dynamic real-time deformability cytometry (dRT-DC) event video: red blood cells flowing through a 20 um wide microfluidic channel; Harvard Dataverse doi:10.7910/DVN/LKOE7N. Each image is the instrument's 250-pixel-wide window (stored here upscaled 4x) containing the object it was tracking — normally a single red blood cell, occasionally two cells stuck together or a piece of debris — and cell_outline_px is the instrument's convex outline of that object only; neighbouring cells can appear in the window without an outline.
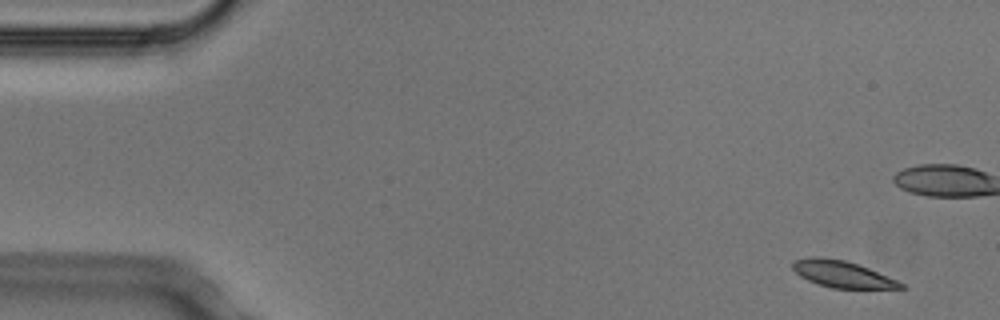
{"species": "Egyptian fruit bat (a non-hibernating species)", "species_latin": "Rousettus aegyptiacus", "temperature_condition": "cold", "stored_images_in_passage": 7, "camera_frame_rate_fps": 3000, "um_per_image_px": 0.085, "animal": {"sex": "male"}, "frame": {"image": 1, "passage_image": 1, "time_ms": 0.0, "image_size_px": [1000, 320], "cell_outline_px": [[908, 288], [832, 288], [808, 280], [800, 276], [792, 268], [792, 260], [808, 256], [820, 256], [844, 260], [868, 268], [896, 280], [904, 284]], "centroid_in_image_um": [71.54, 23.28], "position_along_channel_um": 13.5, "area_um2": 16.65}}
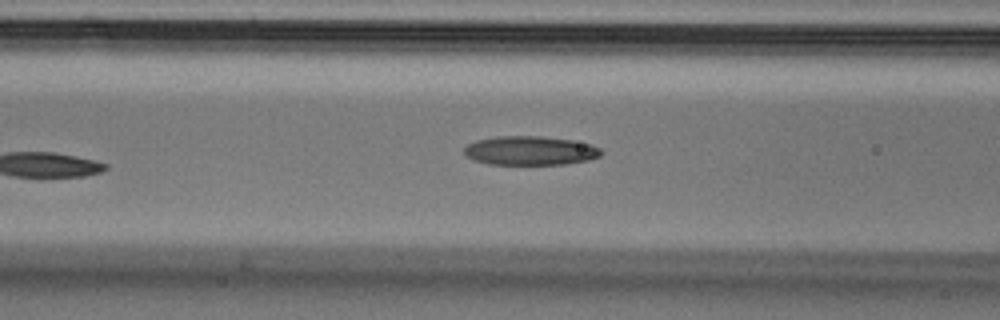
{"frame": {"image": 2, "passage_image": 6, "time_ms": 1.667, "image_size_px": [1000, 320], "cell_outline_px": [[604, 152], [600, 156], [588, 160], [564, 164], [488, 164], [472, 160], [464, 156], [464, 148], [468, 144], [476, 140], [496, 136], [540, 136], [572, 140], [592, 144], [600, 148]], "centroid_in_image_um": [45.05, 12.8], "position_along_channel_um": 121.6, "area_um2": 23.35}}
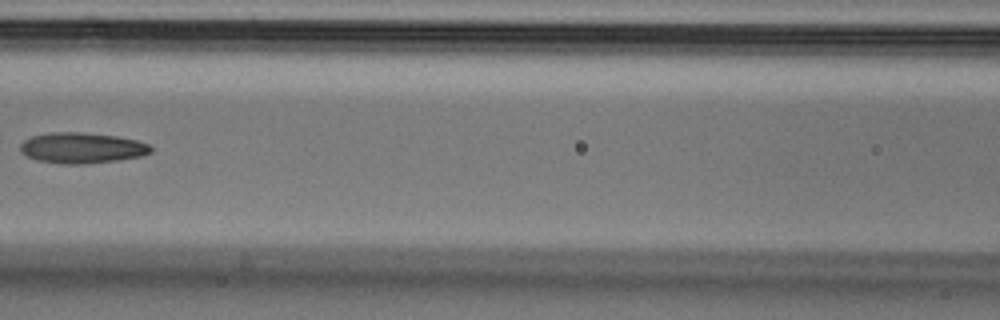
{"frame": {"image": 3, "passage_image": 7, "time_ms": 2.0, "image_size_px": [1000, 320], "cell_outline_px": [[152, 152], [140, 156], [116, 160], [84, 164], [60, 164], [36, 160], [20, 152], [20, 144], [24, 140], [32, 136], [52, 132], [84, 132], [116, 136], [136, 140], [148, 144], [152, 148]], "centroid_in_image_um": [6.93, 12.57], "position_along_channel_um": 159.7, "area_um2": 23.35}}